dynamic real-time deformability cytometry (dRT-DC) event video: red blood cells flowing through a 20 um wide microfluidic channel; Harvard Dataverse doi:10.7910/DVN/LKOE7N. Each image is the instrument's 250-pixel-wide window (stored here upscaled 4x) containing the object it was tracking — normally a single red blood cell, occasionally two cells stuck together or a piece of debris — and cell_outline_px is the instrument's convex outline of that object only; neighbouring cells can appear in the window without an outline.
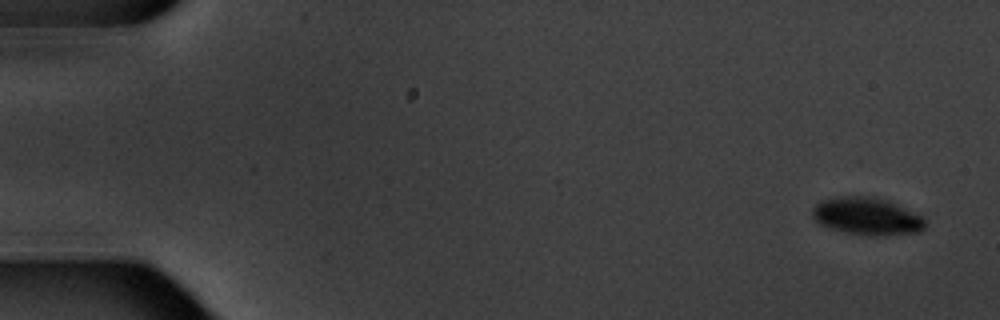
{"species": "common noctule bat (a hibernating species)", "species_latin": "Nyctalus noctula", "temperature_condition": "warm", "stored_images_in_passage": 9, "camera_frame_rate_fps": 3000, "um_per_image_px": 0.085, "animal": {"sex": "male", "body_mass_g": 20.1, "forearm_length_mm": 53.5}, "frame": {"image": 1, "passage_image": 1, "time_ms": 0.0, "image_size_px": [1000, 320], "cell_outline_px": [[924, 228], [920, 232], [880, 236], [872, 236], [844, 232], [820, 224], [812, 216], [812, 208], [820, 200], [836, 196], [876, 196], [888, 200], [920, 216], [924, 220]], "centroid_in_image_um": [73.65, 18.37], "position_along_channel_um": 11.3, "area_um2": 24.62}}